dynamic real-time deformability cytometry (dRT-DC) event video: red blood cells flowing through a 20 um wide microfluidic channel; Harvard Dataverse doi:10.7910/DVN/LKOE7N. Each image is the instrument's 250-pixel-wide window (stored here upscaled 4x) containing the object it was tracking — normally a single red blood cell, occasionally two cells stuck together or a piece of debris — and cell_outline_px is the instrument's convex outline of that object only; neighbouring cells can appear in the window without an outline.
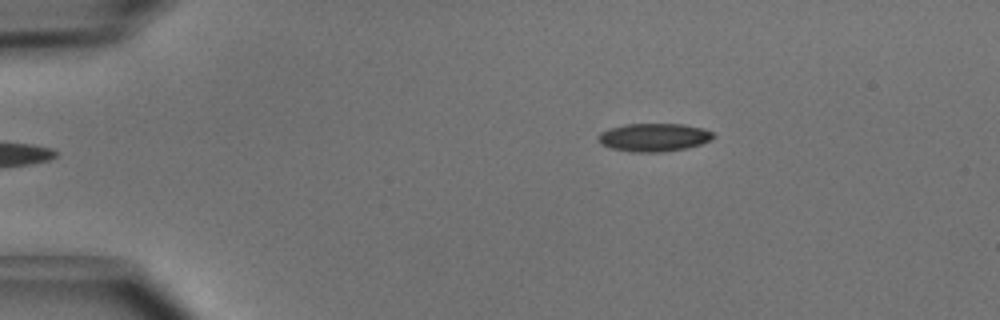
{"species": "common noctule bat (a hibernating species)", "species_latin": "Nyctalus noctula", "temperature_condition": "cold", "stored_images_in_passage": 2, "camera_frame_rate_fps": 3000, "um_per_image_px": 0.085, "animal": {"sex": "male", "body_mass_g": 15.6}, "frame": {"image": 1, "passage_image": 2, "time_ms": 0.333, "image_size_px": [1000, 320], "cell_outline_px": [[716, 136], [700, 144], [688, 148], [664, 152], [632, 152], [612, 148], [600, 144], [596, 140], [596, 136], [600, 132], [612, 128], [628, 124], [680, 124], [704, 128], [712, 132]], "centroid_in_image_um": [55.56, 11.68], "position_along_channel_um": 29.4, "area_um2": 18.9}}